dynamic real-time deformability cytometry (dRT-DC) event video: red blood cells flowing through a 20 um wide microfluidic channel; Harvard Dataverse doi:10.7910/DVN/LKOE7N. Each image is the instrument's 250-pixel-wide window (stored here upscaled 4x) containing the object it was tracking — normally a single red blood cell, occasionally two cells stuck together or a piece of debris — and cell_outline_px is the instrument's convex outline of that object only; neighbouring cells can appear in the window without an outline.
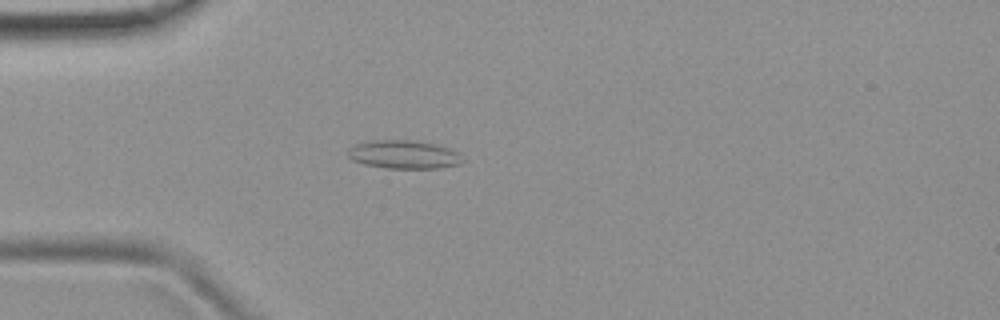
{"species": "common noctule bat (a hibernating species)", "species_latin": "Nyctalus noctula", "temperature_condition": "room temperature", "stored_images_in_passage": 4, "camera_frame_rate_fps": 3000, "um_per_image_px": 0.085, "animal": {"sex": "female", "body_mass_g": 19.9}, "frame": {"image": 1, "passage_image": 3, "time_ms": 2.333, "image_size_px": [1000, 320], "cell_outline_px": [[464, 160], [460, 164], [440, 168], [384, 168], [364, 164], [352, 160], [348, 156], [348, 148], [356, 144], [372, 140], [416, 140], [436, 144], [448, 148], [456, 152]], "centroid_in_image_um": [34.31, 13.13], "position_along_channel_um": 50.7, "area_um2": 19.02}}